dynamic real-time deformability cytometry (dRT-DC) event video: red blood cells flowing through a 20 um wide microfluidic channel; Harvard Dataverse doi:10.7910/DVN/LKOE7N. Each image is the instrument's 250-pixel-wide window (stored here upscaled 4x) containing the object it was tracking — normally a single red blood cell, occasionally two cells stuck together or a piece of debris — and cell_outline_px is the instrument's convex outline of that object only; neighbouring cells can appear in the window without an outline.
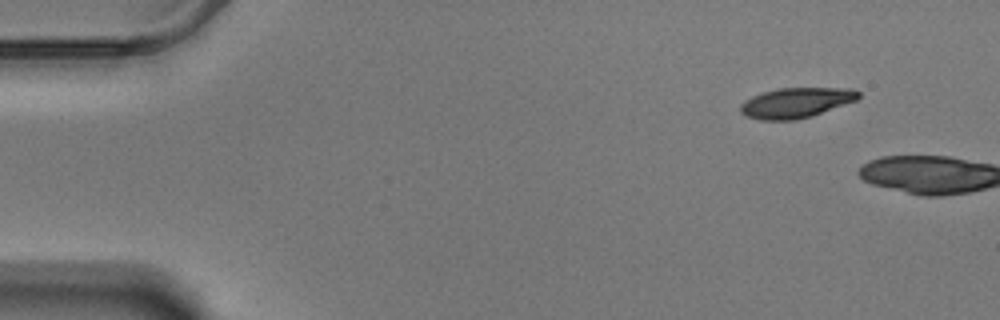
{"species": "Egyptian fruit bat (a non-hibernating species)", "species_latin": "Rousettus aegyptiacus", "temperature_condition": "warm", "stored_images_in_passage": 3, "camera_frame_rate_fps": 3000, "um_per_image_px": 0.085, "animal": {"sex": "male"}, "frame": {"image": 1, "passage_image": 1, "time_ms": 0.0, "image_size_px": [1000, 320], "cell_outline_px": [[860, 96], [856, 100], [812, 116], [796, 120], [760, 120], [744, 116], [740, 112], [740, 104], [744, 100], [752, 96], [776, 88], [852, 88], [860, 92]], "centroid_in_image_um": [67.63, 8.73], "position_along_channel_um": 17.4, "area_um2": 20.87}}